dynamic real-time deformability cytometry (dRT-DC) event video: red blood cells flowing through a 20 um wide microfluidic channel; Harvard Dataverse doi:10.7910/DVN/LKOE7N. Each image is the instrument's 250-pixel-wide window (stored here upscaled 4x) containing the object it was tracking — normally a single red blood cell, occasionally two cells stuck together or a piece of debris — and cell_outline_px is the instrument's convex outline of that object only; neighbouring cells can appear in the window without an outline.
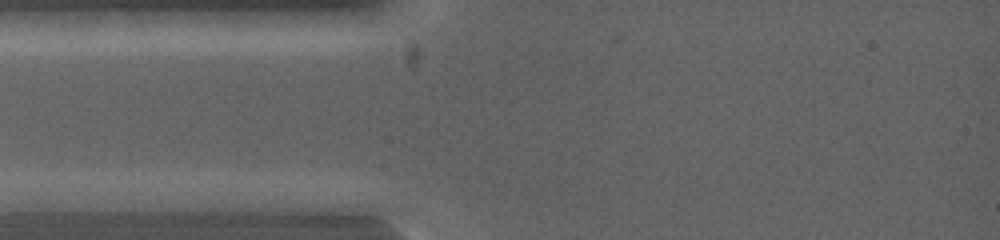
{"species": "common noctule bat (a hibernating species)", "species_latin": "Nyctalus noctula", "temperature_condition": "warm", "stored_images_in_passage": 2, "segment_of_instrument_passage": [1, 2], "camera_frame_rate_fps": 5000, "um_per_image_px": 0.085, "animal": {"sex": "female", "body_mass_g": 19.0, "forearm_length_mm": 53.3}, "frame": {"image": 1, "passage_image": 1, "time_ms": 0.0, "image_size_px": [1000, 240], "cell_outline_px": [[96, 200], [88, 212], [16, 212], [12, 200], [24, 192], [80, 192]], "centroid_in_image_um": [4.51, 17.19], "position_along_channel_um": 80.5, "area_um2": 10.81}}